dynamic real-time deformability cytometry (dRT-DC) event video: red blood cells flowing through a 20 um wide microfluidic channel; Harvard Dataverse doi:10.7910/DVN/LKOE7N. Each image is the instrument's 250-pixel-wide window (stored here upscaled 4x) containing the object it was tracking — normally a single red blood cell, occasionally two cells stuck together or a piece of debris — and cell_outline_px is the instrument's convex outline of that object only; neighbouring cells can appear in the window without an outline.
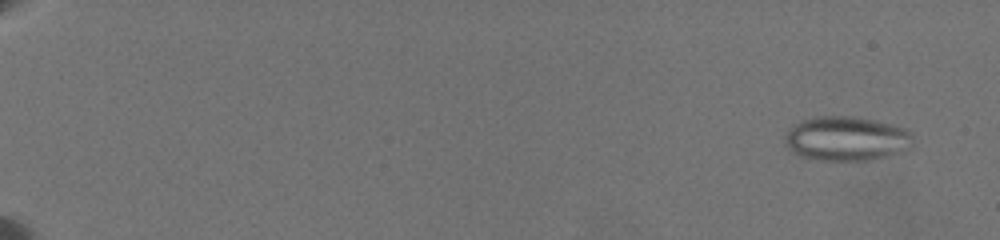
{"species": "common noctule bat (a hibernating species)", "species_latin": "Nyctalus noctula", "temperature_condition": "warm", "stored_images_in_passage": 46, "camera_frame_rate_fps": 3000, "um_per_image_px": 0.085, "animal": {"sex": "female", "body_mass_g": 19.5, "forearm_length_mm": 54.1}, "frame": {"image": 1, "passage_image": 5, "time_ms": 1.0, "image_size_px": [1000, 240], "cell_outline_px": [[912, 148], [888, 156], [868, 160], [820, 160], [800, 156], [792, 152], [784, 144], [784, 136], [800, 120], [816, 116], [852, 116], [876, 120], [908, 128], [912, 132]], "centroid_in_image_um": [71.98, 11.77], "position_along_channel_um": 13.0, "area_um2": 33.47}}
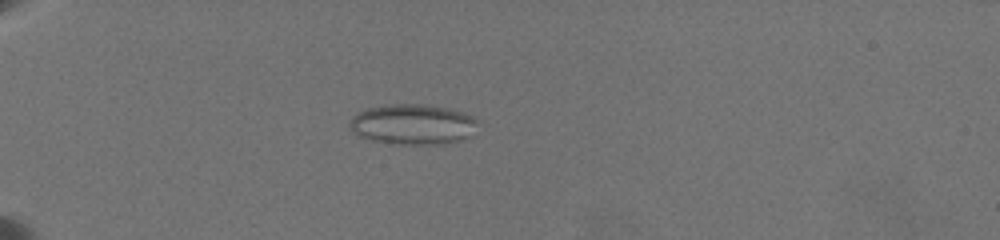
{"frame": {"image": 2, "passage_image": 42, "time_ms": 6.667, "image_size_px": [1000, 240], "cell_outline_px": [[480, 120], [472, 136], [460, 140], [444, 144], [392, 144], [372, 140], [356, 136], [348, 124], [352, 116], [368, 108], [388, 104], [424, 104], [448, 108], [464, 112]], "centroid_in_image_um": [35.12, 10.57], "position_along_channel_um": 49.9, "area_um2": 30.58}}